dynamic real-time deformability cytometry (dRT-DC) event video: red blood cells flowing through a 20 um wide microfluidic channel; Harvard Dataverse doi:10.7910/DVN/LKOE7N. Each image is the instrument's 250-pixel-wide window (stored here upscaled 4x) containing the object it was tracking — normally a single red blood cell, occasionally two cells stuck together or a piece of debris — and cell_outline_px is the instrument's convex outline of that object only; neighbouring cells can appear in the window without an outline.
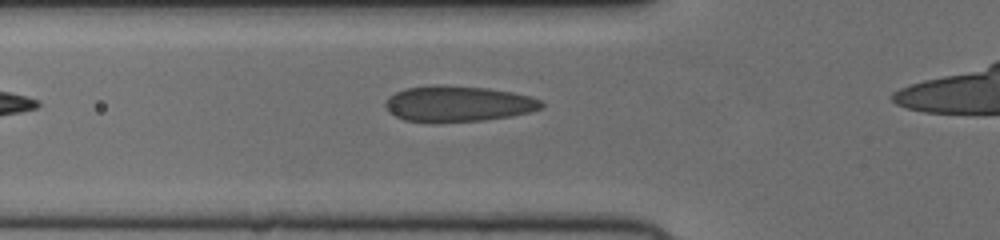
{"species": "human", "species_latin": "Homo sapiens", "temperature_condition": "cold", "stored_images_in_passage": 27, "camera_frame_rate_fps": 3000, "um_per_image_px": 0.085, "donor": {"sex": "female"}, "frame": {"image": 1, "passage_image": 3, "time_ms": 0.667, "image_size_px": [1000, 240], "cell_outline_px": [[544, 104], [540, 108], [528, 112], [508, 116], [484, 120], [404, 120], [396, 116], [384, 104], [388, 96], [404, 88], [432, 84], [444, 84], [488, 88], [512, 92], [528, 96], [540, 100]], "centroid_in_image_um": [38.92, 8.77], "position_along_channel_um": 86.9, "area_um2": 31.79}}
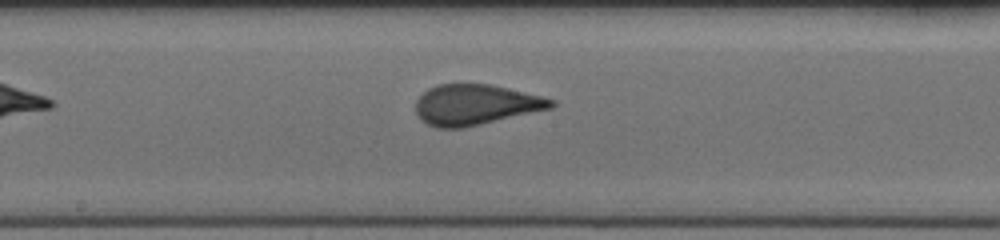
{"frame": {"image": 2, "passage_image": 12, "time_ms": 3.667, "image_size_px": [1000, 240], "cell_outline_px": [[556, 104], [552, 108], [464, 128], [436, 128], [420, 120], [416, 112], [416, 100], [428, 88], [436, 84], [488, 84], [540, 96], [556, 100]], "centroid_in_image_um": [40.39, 8.91], "position_along_channel_um": 207.8, "area_um2": 31.85}}
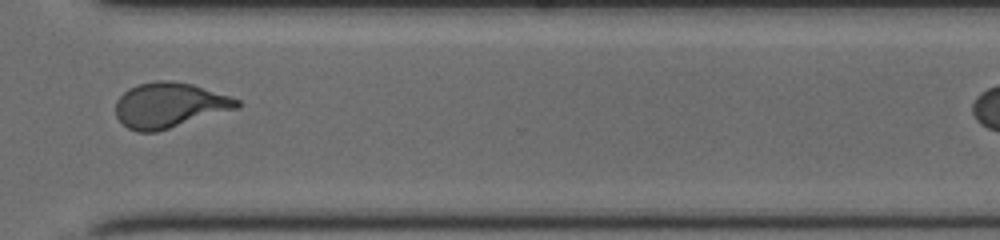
{"frame": {"image": 3, "passage_image": 23, "time_ms": 7.333, "image_size_px": [1000, 240], "cell_outline_px": [[240, 108], [156, 132], [136, 132], [128, 128], [116, 116], [116, 100], [128, 88], [140, 84], [156, 80], [172, 80], [192, 84], [240, 100]], "centroid_in_image_um": [14.4, 8.94], "position_along_channel_um": 356.2, "area_um2": 31.91}}